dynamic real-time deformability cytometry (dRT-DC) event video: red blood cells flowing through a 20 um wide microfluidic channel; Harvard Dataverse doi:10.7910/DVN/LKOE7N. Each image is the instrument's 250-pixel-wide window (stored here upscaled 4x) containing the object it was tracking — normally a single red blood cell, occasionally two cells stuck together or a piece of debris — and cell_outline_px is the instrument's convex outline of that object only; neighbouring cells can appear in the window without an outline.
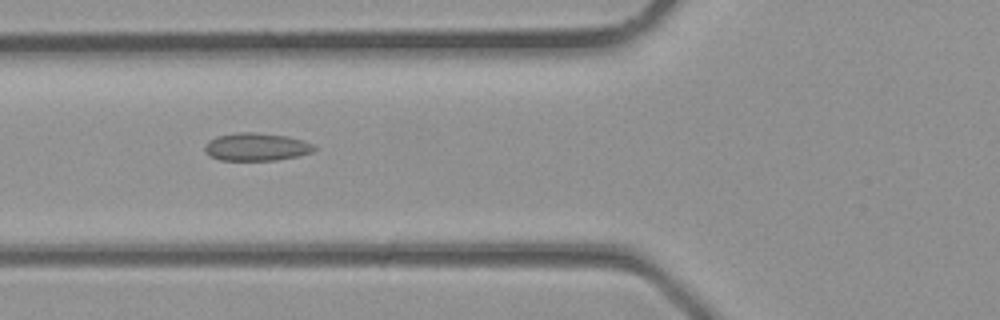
{"species": "common noctule bat (a hibernating species)", "species_latin": "Nyctalus noctula", "temperature_condition": "room temperature", "stored_images_in_passage": 3, "camera_frame_rate_fps": 3000, "um_per_image_px": 0.085, "animal": {"sex": "male", "body_mass_g": 23.1, "forearm_length_mm": 52.7}, "frame": {"image": 1, "passage_image": 3, "time_ms": 0.667, "image_size_px": [1000, 320], "cell_outline_px": [[316, 148], [312, 152], [296, 156], [276, 160], [220, 160], [208, 156], [204, 152], [204, 144], [208, 140], [216, 136], [236, 132], [252, 132], [288, 136], [312, 144]], "centroid_in_image_um": [21.7, 12.48], "position_along_channel_um": 104.1, "area_um2": 17.8}}